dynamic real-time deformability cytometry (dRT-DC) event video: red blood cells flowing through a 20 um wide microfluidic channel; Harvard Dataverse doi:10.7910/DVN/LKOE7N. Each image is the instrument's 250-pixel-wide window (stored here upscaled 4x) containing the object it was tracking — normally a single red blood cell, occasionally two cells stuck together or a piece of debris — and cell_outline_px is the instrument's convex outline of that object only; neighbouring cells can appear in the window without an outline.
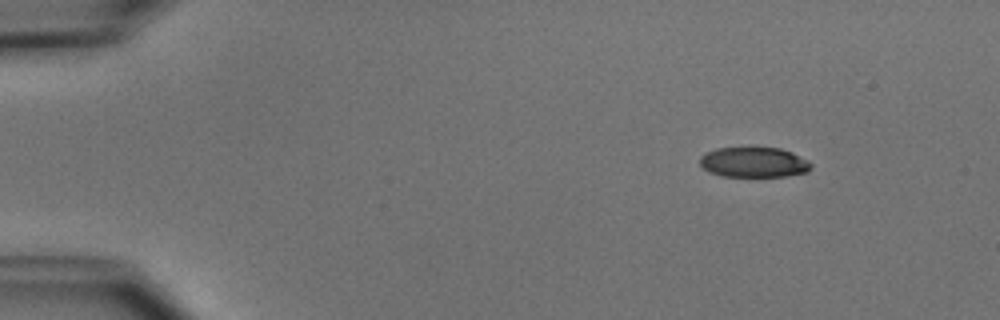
{"species": "common noctule bat (a hibernating species)", "species_latin": "Nyctalus noctula", "temperature_condition": "cold", "stored_images_in_passage": 5, "camera_frame_rate_fps": 3000, "um_per_image_px": 0.085, "animal": {"sex": "male", "body_mass_g": 15.6}, "frame": {"image": 1, "passage_image": 1, "time_ms": 0.0, "image_size_px": [1000, 320], "cell_outline_px": [[812, 164], [808, 172], [784, 176], [724, 176], [708, 172], [700, 164], [700, 156], [716, 148], [780, 148], [792, 152], [808, 160]], "centroid_in_image_um": [64.09, 13.79], "position_along_channel_um": 20.9, "area_um2": 19.42}}
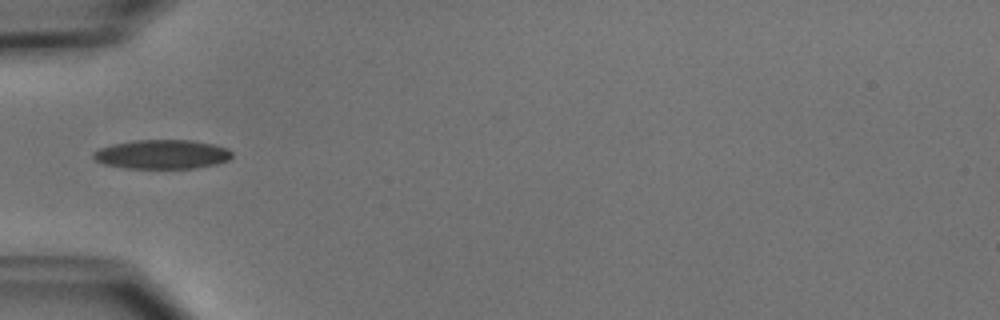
{"frame": {"image": 2, "passage_image": 4, "time_ms": 3.667, "image_size_px": [1000, 320], "cell_outline_px": [[232, 156], [228, 160], [216, 164], [192, 168], [128, 168], [104, 164], [96, 160], [92, 156], [92, 152], [100, 148], [112, 144], [136, 140], [192, 140], [212, 144], [228, 148], [232, 152]], "centroid_in_image_um": [13.77, 13.11], "position_along_channel_um": 71.2, "area_um2": 23.47}}